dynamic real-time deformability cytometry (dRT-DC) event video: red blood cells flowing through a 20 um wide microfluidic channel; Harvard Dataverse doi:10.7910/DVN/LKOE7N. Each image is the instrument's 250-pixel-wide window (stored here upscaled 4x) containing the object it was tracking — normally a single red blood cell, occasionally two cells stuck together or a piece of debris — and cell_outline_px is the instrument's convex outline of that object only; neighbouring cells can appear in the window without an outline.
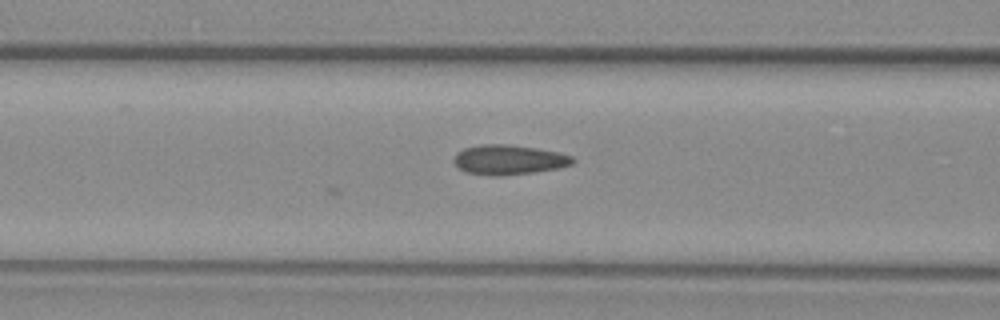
{"species": "common noctule bat (a hibernating species)", "species_latin": "Nyctalus noctula", "temperature_condition": "warm", "stored_images_in_passage": 6, "camera_frame_rate_fps": 3000, "um_per_image_px": 0.085, "animal": {"sex": "female", "body_mass_g": 29.2, "forearm_length_mm": 56.3}, "frame": {"image": 1, "passage_image": 6, "time_ms": 1.667, "image_size_px": [1000, 320], "cell_outline_px": [[576, 160], [572, 164], [560, 168], [532, 172], [500, 176], [492, 176], [464, 172], [452, 160], [456, 152], [464, 148], [480, 144], [504, 144], [536, 148], [560, 152], [572, 156]], "centroid_in_image_um": [43.24, 13.58], "position_along_channel_um": 123.4, "area_um2": 20.75}}